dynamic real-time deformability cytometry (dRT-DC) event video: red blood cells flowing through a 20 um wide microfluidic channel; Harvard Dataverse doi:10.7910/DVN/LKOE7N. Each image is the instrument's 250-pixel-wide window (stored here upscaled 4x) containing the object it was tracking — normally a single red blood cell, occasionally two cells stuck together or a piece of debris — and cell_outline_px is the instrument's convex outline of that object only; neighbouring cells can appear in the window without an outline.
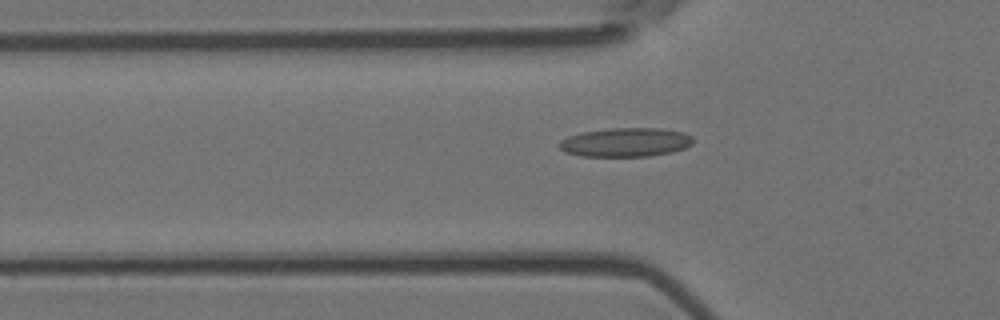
{"species": "Egyptian fruit bat (a non-hibernating species)", "species_latin": "Rousettus aegyptiacus", "temperature_condition": "room temperature", "stored_images_in_passage": 40, "camera_frame_rate_fps": 3000, "um_per_image_px": 0.085, "animal": {"sex": "female"}, "frame": {"image": 1, "passage_image": 3, "time_ms": 0.667, "image_size_px": [1000, 320], "cell_outline_px": [[692, 144], [684, 148], [672, 152], [648, 156], [580, 156], [564, 152], [560, 148], [560, 140], [568, 136], [580, 132], [608, 128], [660, 128], [684, 132], [692, 136]], "centroid_in_image_um": [53.16, 12.09], "position_along_channel_um": 72.6, "area_um2": 22.66}}
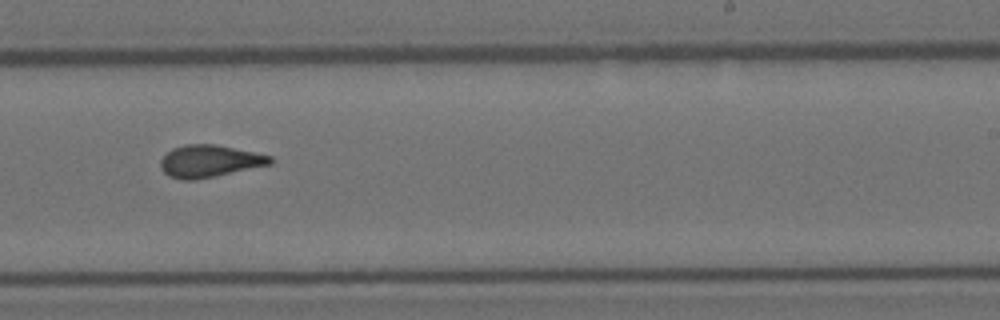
{"frame": {"image": 2, "passage_image": 19, "time_ms": 6.0, "image_size_px": [1000, 320], "cell_outline_px": [[272, 164], [196, 180], [184, 180], [168, 176], [160, 168], [160, 160], [172, 148], [188, 144], [216, 144], [272, 156]], "centroid_in_image_um": [17.79, 13.7], "position_along_channel_um": 271.2, "area_um2": 20.52}}
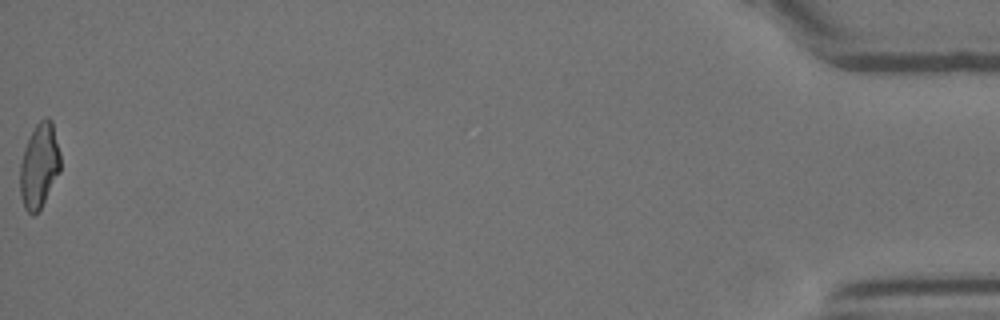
{"frame": {"image": 3, "passage_image": 40, "time_ms": 13.0, "image_size_px": [1000, 320], "cell_outline_px": [[60, 172], [40, 208], [32, 216], [24, 208], [20, 196], [20, 164], [24, 148], [36, 124], [44, 116], [48, 116], [52, 120], [60, 152]], "centroid_in_image_um": [3.34, 14.06], "position_along_channel_um": 431.9, "area_um2": 19.94}, "authors_computed_cell_mechanics": {"area_um2": 20.23, "velocity_mm_per_s": 3.7113, "shape_relaxation_time_tau1_ms": null, "shape_relaxation_time_tau2_ms": 1.9985, "deformation_change_tau1": null, "deformation_change_tau2": 0.1092}}